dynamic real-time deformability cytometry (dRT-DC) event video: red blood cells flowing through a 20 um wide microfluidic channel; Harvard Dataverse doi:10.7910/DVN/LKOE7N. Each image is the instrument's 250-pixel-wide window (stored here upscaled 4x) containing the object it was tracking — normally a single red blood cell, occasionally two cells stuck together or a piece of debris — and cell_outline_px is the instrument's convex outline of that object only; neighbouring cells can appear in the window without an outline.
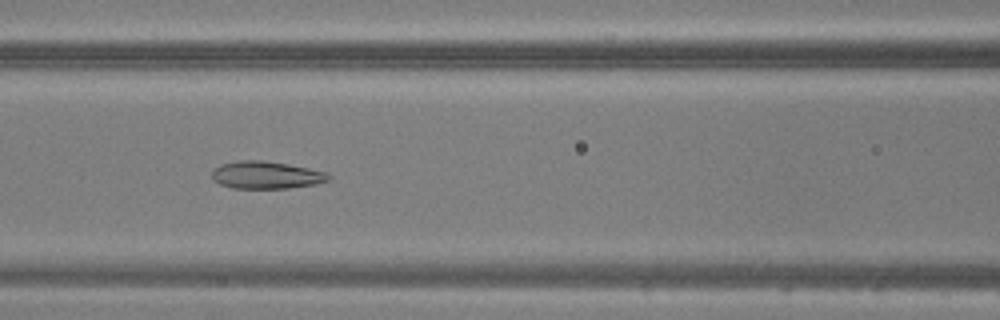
{"species": "common noctule bat (a hibernating species)", "species_latin": "Nyctalus noctula", "temperature_condition": "warm", "stored_images_in_passage": 45, "camera_frame_rate_fps": 3000, "um_per_image_px": 0.085, "animal": {"sex": "male", "body_mass_g": 20.5, "forearm_length_mm": 52.5}, "frame": {"image": 1, "passage_image": 18, "time_ms": 5.667, "image_size_px": [1000, 320], "cell_outline_px": [[332, 176], [328, 180], [316, 184], [288, 188], [232, 188], [220, 184], [212, 180], [212, 168], [220, 164], [240, 160], [260, 160], [288, 164], [328, 172]], "centroid_in_image_um": [22.61, 14.87], "position_along_channel_um": 144.0, "area_um2": 18.79}}
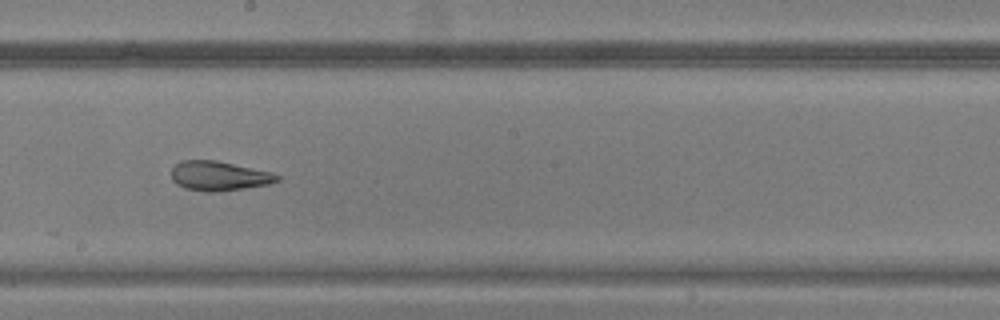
{"frame": {"image": 2, "passage_image": 24, "time_ms": 7.667, "image_size_px": [1000, 320], "cell_outline_px": [[280, 180], [268, 184], [244, 188], [216, 192], [204, 192], [184, 188], [176, 184], [172, 180], [172, 168], [180, 160], [216, 160], [272, 172], [280, 176]], "centroid_in_image_um": [18.6, 14.95], "position_along_channel_um": 229.6, "area_um2": 18.26}}
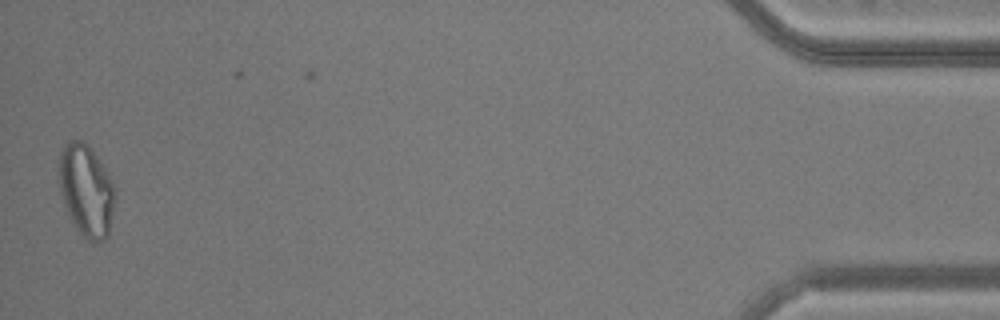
{"frame": {"image": 3, "passage_image": 44, "time_ms": 14.333, "image_size_px": [1000, 320], "cell_outline_px": [[112, 212], [108, 236], [104, 240], [92, 244], [76, 228], [68, 216], [64, 204], [60, 188], [60, 152], [72, 140], [80, 140], [92, 152], [104, 168], [112, 184]], "centroid_in_image_um": [7.3, 16.27], "position_along_channel_um": 427.9, "area_um2": 28.73}}